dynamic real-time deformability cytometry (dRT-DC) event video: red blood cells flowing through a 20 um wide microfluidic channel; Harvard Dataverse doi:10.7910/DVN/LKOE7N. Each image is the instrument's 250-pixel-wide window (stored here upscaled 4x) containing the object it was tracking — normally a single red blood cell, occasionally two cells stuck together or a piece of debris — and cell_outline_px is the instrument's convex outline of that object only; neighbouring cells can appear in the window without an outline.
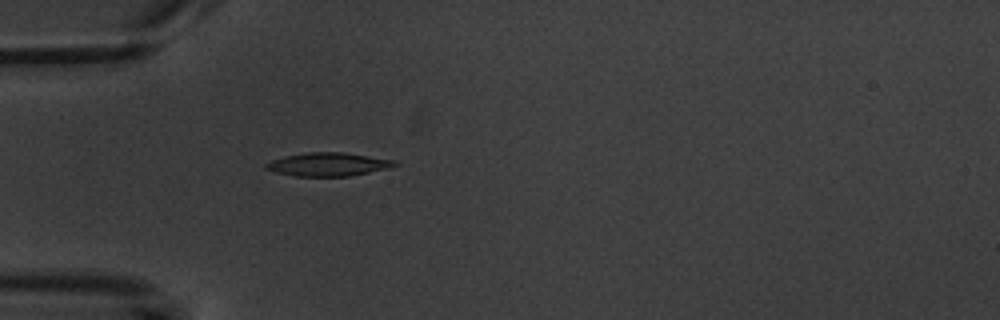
{"species": "common noctule bat (a hibernating species)", "species_latin": "Nyctalus noctula", "temperature_condition": "warm", "stored_images_in_passage": 1, "camera_frame_rate_fps": 3000, "um_per_image_px": 0.085, "animal": {"sex": "male", "body_mass_g": 20.1, "forearm_length_mm": 53.5}, "frame": {"image": 1, "passage_image": 1, "time_ms": 0.0, "image_size_px": [1000, 320], "cell_outline_px": [[400, 164], [388, 168], [348, 176], [292, 176], [276, 172], [264, 168], [264, 164], [272, 160], [284, 156], [308, 152], [344, 152], [396, 160]], "centroid_in_image_um": [27.89, 13.96], "position_along_channel_um": 57.1, "area_um2": 17.57}}